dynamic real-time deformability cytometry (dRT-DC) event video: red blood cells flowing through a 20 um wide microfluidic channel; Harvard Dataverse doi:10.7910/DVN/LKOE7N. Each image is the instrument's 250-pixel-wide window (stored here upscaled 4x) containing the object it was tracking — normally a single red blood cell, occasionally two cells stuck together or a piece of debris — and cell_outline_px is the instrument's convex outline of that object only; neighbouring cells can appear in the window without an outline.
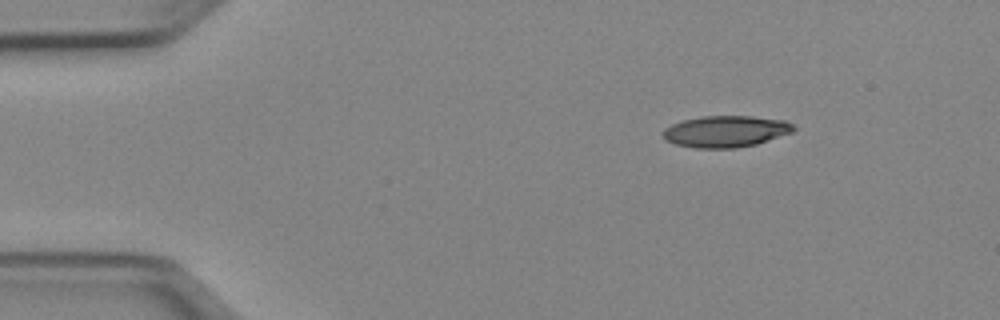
{"species": "Egyptian fruit bat (a non-hibernating species)", "species_latin": "Rousettus aegyptiacus", "temperature_condition": "cold", "stored_images_in_passage": 8, "camera_frame_rate_fps": 3000, "um_per_image_px": 0.085, "animal": {"sex": "female"}, "frame": {"image": 1, "passage_image": 1, "time_ms": 0.0, "image_size_px": [1000, 320], "cell_outline_px": [[796, 128], [792, 132], [756, 144], [736, 148], [696, 148], [676, 144], [664, 140], [664, 128], [680, 120], [700, 116], [752, 116], [784, 120], [792, 124]], "centroid_in_image_um": [61.66, 11.16], "position_along_channel_um": 23.3, "area_um2": 23.99}}